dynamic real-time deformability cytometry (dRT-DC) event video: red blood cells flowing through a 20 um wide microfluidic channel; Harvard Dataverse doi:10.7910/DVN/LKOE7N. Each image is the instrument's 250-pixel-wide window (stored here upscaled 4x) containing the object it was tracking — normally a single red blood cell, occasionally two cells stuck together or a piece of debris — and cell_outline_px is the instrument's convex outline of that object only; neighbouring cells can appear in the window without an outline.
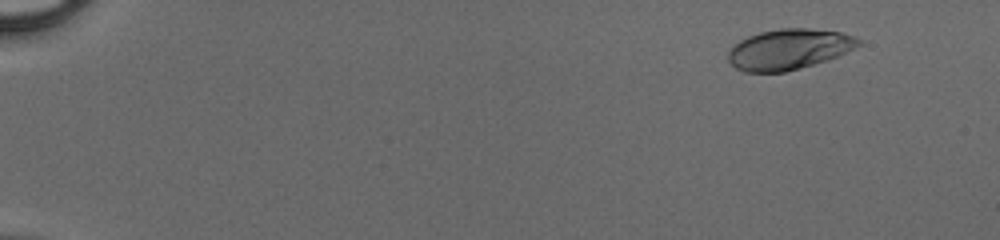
{"species": "human", "species_latin": "Homo sapiens", "temperature_condition": "cold", "stored_images_in_passage": 51, "camera_frame_rate_fps": 3000, "um_per_image_px": 0.085, "donor": {"sex": "male"}, "frame": {"image": 1, "passage_image": 6, "time_ms": 1.667, "image_size_px": [1000, 240], "cell_outline_px": [[860, 44], [828, 60], [800, 68], [784, 72], [744, 72], [736, 68], [728, 60], [728, 52], [740, 40], [748, 36], [760, 32], [780, 28], [808, 28], [840, 32], [856, 36], [860, 40]], "centroid_in_image_um": [67.04, 4.18], "position_along_channel_um": 18.0, "area_um2": 30.52}}
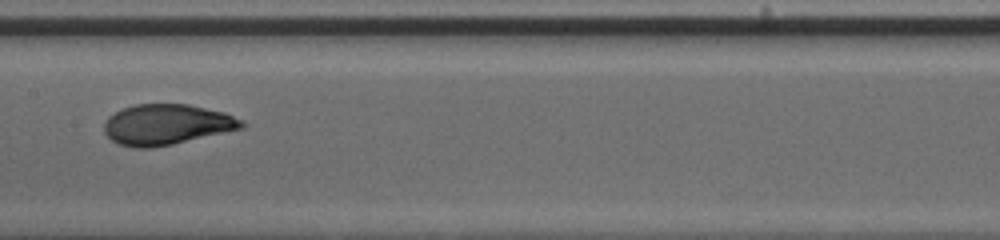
{"frame": {"image": 2, "passage_image": 29, "time_ms": 9.333, "image_size_px": [1000, 240], "cell_outline_px": [[248, 124], [244, 128], [172, 144], [152, 148], [132, 148], [120, 144], [112, 140], [104, 132], [104, 124], [108, 116], [124, 108], [136, 104], [188, 104], [224, 112], [244, 120]], "centroid_in_image_um": [14.2, 10.59], "position_along_channel_um": 193.2, "area_um2": 32.54}}
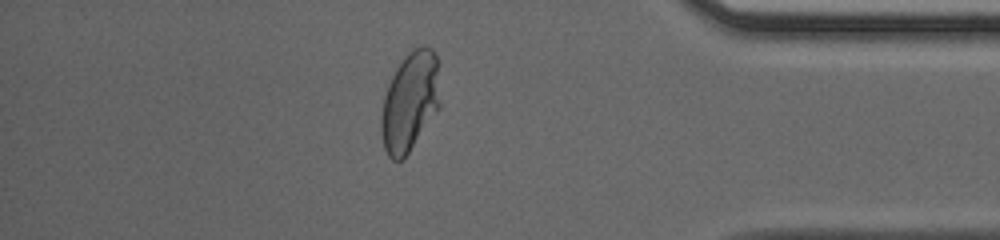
{"frame": {"image": 3, "passage_image": 45, "time_ms": 14.667, "image_size_px": [1000, 240], "cell_outline_px": [[440, 108], [404, 160], [392, 160], [388, 156], [384, 148], [380, 128], [380, 116], [384, 96], [388, 84], [396, 68], [404, 56], [408, 52], [424, 44], [432, 48], [436, 52], [440, 104]], "centroid_in_image_um": [34.84, 8.66], "position_along_channel_um": 400.4, "area_um2": 34.56}}